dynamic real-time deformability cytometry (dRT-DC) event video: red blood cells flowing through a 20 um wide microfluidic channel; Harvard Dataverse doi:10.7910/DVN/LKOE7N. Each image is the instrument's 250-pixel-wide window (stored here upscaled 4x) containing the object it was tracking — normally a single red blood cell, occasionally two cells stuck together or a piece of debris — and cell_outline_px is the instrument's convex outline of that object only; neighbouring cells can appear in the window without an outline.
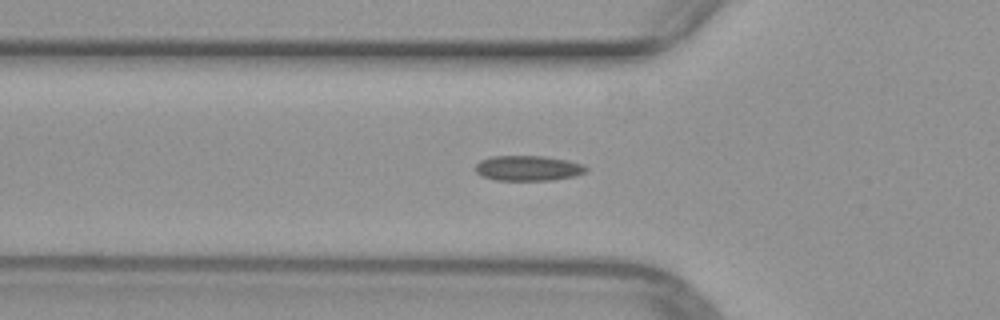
{"species": "common noctule bat (a hibernating species)", "species_latin": "Nyctalus noctula", "temperature_condition": "warm", "stored_images_in_passage": 51, "camera_frame_rate_fps": 3000, "um_per_image_px": 0.085, "animal": {"sex": "female", "body_mass_g": 29.2, "forearm_length_mm": 56.3}, "frame": {"image": 1, "passage_image": 17, "time_ms": 5.333, "image_size_px": [1000, 320], "cell_outline_px": [[588, 172], [572, 176], [552, 180], [496, 180], [480, 176], [476, 172], [476, 164], [480, 160], [492, 156], [544, 156], [568, 160], [584, 164], [588, 168]], "centroid_in_image_um": [44.9, 14.29], "position_along_channel_um": 80.9, "area_um2": 16.36}}
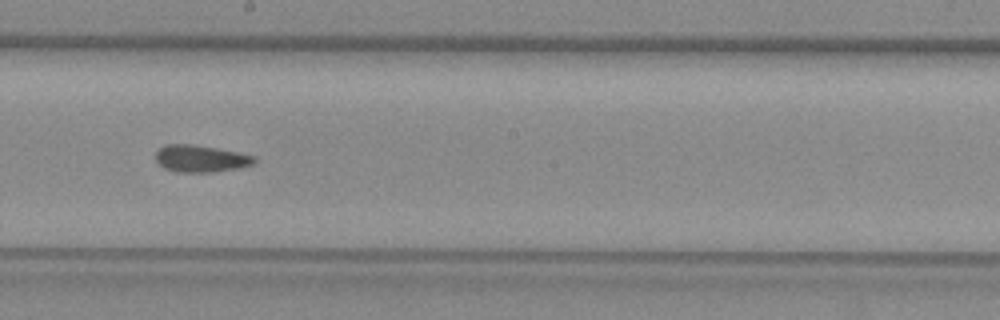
{"frame": {"image": 2, "passage_image": 28, "time_ms": 9.0, "image_size_px": [1000, 320], "cell_outline_px": [[256, 160], [252, 164], [240, 168], [212, 172], [176, 172], [164, 168], [156, 160], [156, 152], [160, 148], [168, 144], [192, 144], [216, 148], [256, 156]], "centroid_in_image_um": [17.06, 13.49], "position_along_channel_um": 231.1, "area_um2": 15.43}}
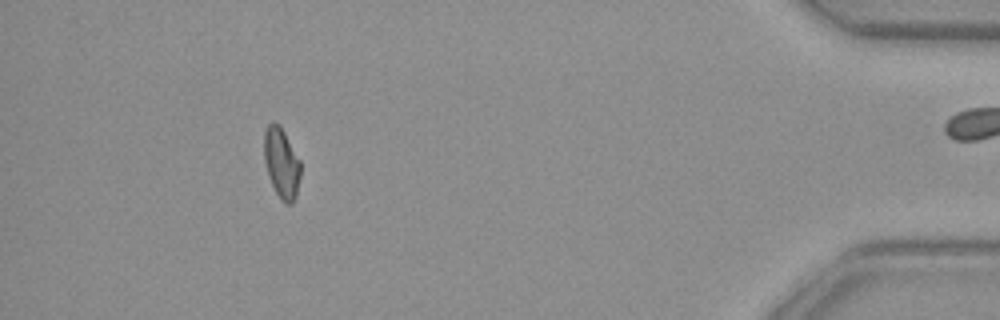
{"frame": {"image": 3, "passage_image": 46, "time_ms": 15.0, "image_size_px": [1000, 320], "cell_outline_px": [[300, 176], [296, 196], [292, 204], [284, 204], [280, 200], [268, 176], [264, 160], [264, 128], [268, 124], [280, 124], [300, 160]], "centroid_in_image_um": [23.92, 13.87], "position_along_channel_um": 411.3, "area_um2": 15.03}}